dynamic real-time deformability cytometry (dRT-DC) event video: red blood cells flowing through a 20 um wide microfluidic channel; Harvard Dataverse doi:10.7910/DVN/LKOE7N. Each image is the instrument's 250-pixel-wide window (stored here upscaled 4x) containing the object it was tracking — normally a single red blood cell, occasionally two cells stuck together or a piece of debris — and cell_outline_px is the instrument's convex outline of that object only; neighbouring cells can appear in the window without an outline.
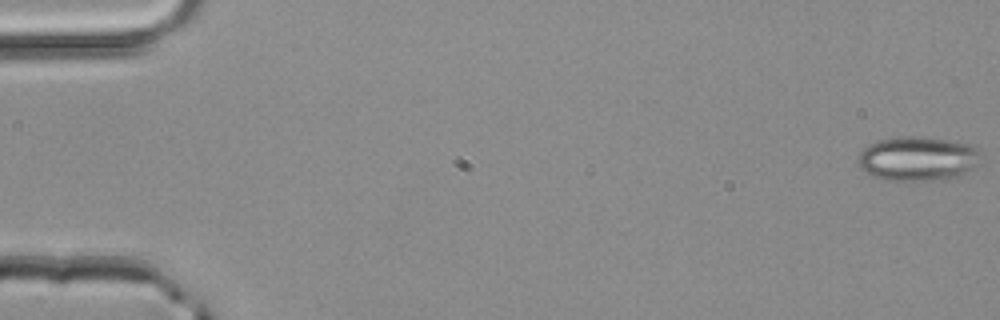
{"species": "common noctule bat (a hibernating species)", "species_latin": "Nyctalus noctula", "temperature_condition": "room temperature", "stored_images_in_passage": 4, "camera_frame_rate_fps": 3000, "um_per_image_px": 0.085, "animal": {"sex": "male", "body_mass_g": 20.4}, "frame": {"image": 1, "passage_image": 1, "time_ms": 0.0, "image_size_px": [1000, 320], "cell_outline_px": [[980, 164], [956, 176], [932, 180], [884, 180], [872, 176], [856, 164], [856, 156], [864, 148], [880, 140], [900, 136], [916, 136], [948, 140], [972, 144], [980, 148]], "centroid_in_image_um": [78.0, 13.47], "position_along_channel_um": 7.0, "area_um2": 31.79}}
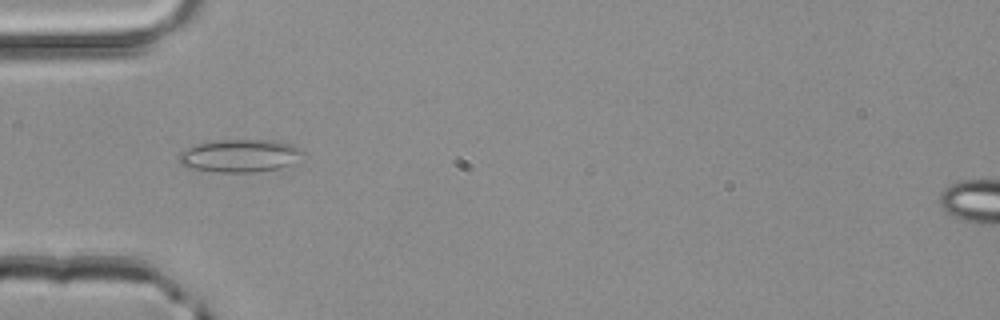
{"frame": {"image": 2, "passage_image": 4, "time_ms": 1.0, "image_size_px": [1000, 320], "cell_outline_px": [[304, 152], [288, 164], [280, 168], [256, 172], [220, 172], [184, 168], [176, 160], [176, 156], [180, 152], [188, 148], [200, 144], [220, 140], [276, 140], [292, 144], [304, 148]], "centroid_in_image_um": [20.34, 13.24], "position_along_channel_um": 64.7, "area_um2": 23.76}}